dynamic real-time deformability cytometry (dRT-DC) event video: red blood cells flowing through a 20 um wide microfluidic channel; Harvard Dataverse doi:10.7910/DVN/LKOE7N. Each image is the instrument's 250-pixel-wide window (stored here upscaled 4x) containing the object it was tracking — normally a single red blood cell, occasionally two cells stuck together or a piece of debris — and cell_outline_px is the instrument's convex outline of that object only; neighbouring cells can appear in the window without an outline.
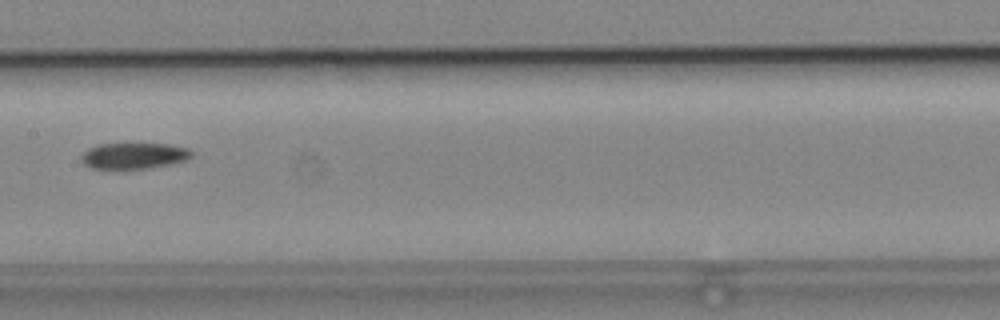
{"species": "common noctule bat (a hibernating species)", "species_latin": "Nyctalus noctula", "temperature_condition": "cold", "stored_images_in_passage": 8, "camera_frame_rate_fps": 3000, "um_per_image_px": 0.085, "animal": {"sex": "male", "body_mass_g": 19.2, "forearm_length_mm": 51.8}, "frame": {"image": 1, "passage_image": 8, "time_ms": 9.0, "image_size_px": [1000, 320], "cell_outline_px": [[192, 156], [188, 160], [148, 168], [92, 168], [84, 164], [80, 160], [80, 156], [88, 148], [100, 144], [168, 144], [188, 148], [192, 152]], "centroid_in_image_um": [11.38, 13.23], "position_along_channel_um": 196.0, "area_um2": 16.59}}